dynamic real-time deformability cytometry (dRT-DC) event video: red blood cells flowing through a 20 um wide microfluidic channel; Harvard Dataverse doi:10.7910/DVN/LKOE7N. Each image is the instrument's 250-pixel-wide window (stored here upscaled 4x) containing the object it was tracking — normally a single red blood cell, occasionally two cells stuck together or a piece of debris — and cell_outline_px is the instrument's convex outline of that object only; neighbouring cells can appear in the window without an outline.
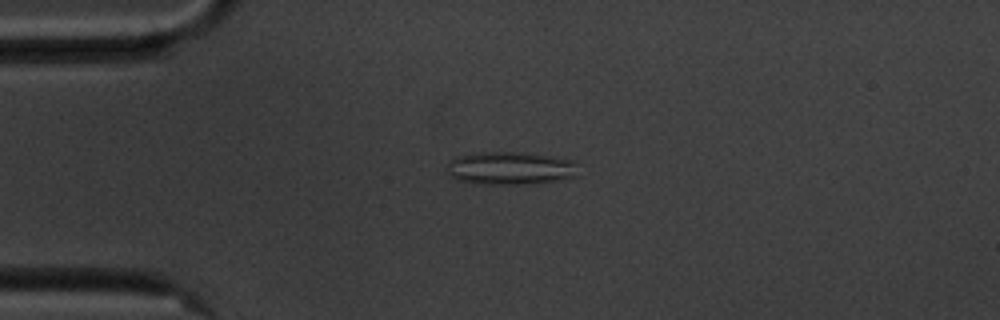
{"species": "common noctule bat (a hibernating species)", "species_latin": "Nyctalus noctula", "temperature_condition": "cold", "stored_images_in_passage": 52, "camera_frame_rate_fps": 3000, "um_per_image_px": 0.085, "animal": {"sex": "male", "body_mass_g": 20.1, "forearm_length_mm": 53.5}, "frame": {"image": 1, "passage_image": 9, "time_ms": 2.667, "image_size_px": [1000, 320], "cell_outline_px": [[576, 176], [556, 180], [532, 184], [472, 184], [456, 180], [444, 172], [448, 164], [456, 156], [484, 152], [512, 152], [552, 156], [576, 160]], "centroid_in_image_um": [43.32, 14.31], "position_along_channel_um": 41.7, "area_um2": 25.43}}
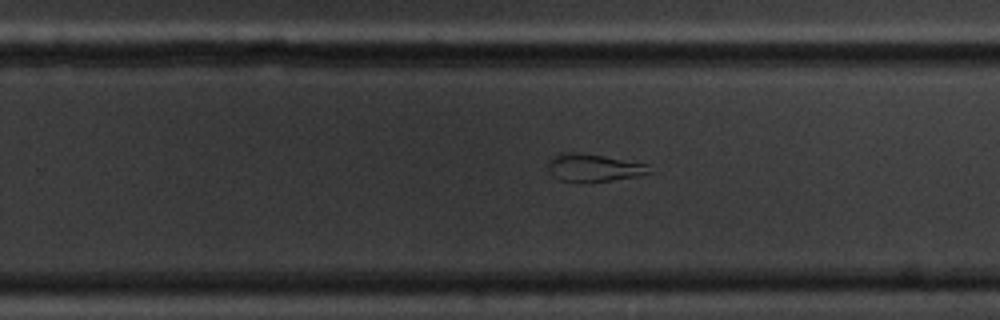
{"frame": {"image": 2, "passage_image": 31, "time_ms": 10.0, "image_size_px": [1000, 320], "cell_outline_px": [[652, 172], [636, 176], [612, 180], [560, 180], [548, 172], [548, 160], [552, 156], [560, 152], [564, 152], [604, 156], [648, 164]], "centroid_in_image_um": [50.44, 14.23], "position_along_channel_um": 279.4, "area_um2": 15.78}}
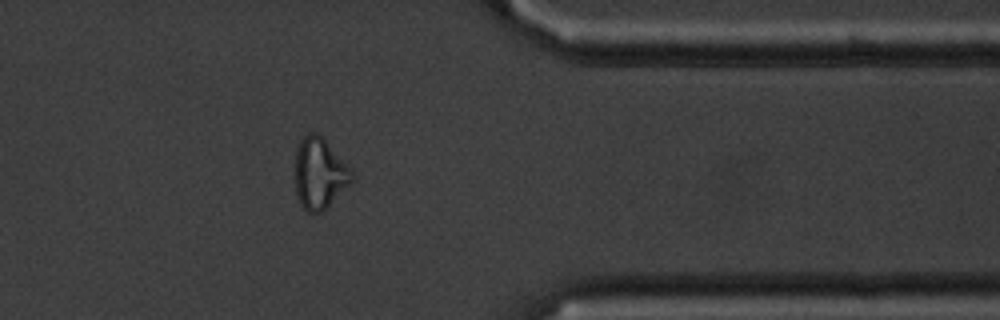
{"frame": {"image": 3, "passage_image": 41, "time_ms": 13.333, "image_size_px": [1000, 320], "cell_outline_px": [[356, 180], [320, 212], [308, 212], [300, 204], [296, 192], [296, 152], [300, 140], [308, 132], [316, 132], [352, 168], [356, 176]], "centroid_in_image_um": [27.2, 14.74], "position_along_channel_um": 384.2, "area_um2": 23.41}, "authors_computed_cell_mechanics": {"area_um2": 22.6287, "velocity_mm_per_s": 3.5555, "shape_relaxation_time_tau1_ms": null, "shape_relaxation_time_tau2_ms": 2.6979, "deformation_change_tau1": null, "deformation_change_tau2": 0.1037}}